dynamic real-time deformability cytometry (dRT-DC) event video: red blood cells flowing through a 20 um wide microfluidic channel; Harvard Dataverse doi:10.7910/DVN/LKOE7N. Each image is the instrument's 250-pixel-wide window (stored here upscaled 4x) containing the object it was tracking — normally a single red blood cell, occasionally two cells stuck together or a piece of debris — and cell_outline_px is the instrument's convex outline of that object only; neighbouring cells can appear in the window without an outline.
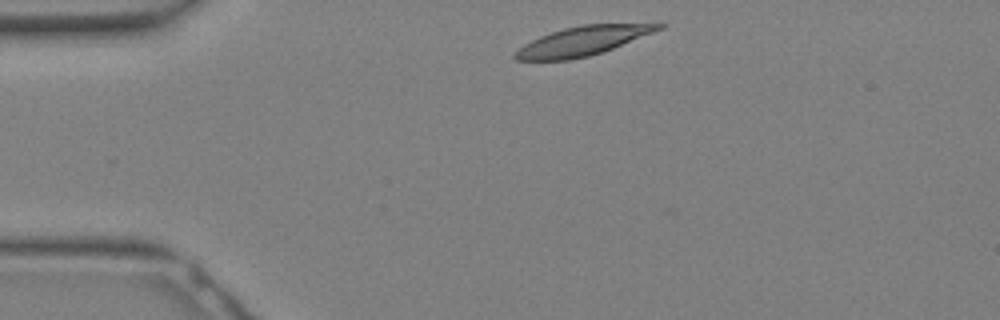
{"species": "Egyptian fruit bat (a non-hibernating species)", "species_latin": "Rousettus aegyptiacus", "temperature_condition": "warm", "stored_images_in_passage": 6, "camera_frame_rate_fps": 3000, "um_per_image_px": 0.085, "animal": {"sex": "female"}, "frame": {"image": 1, "passage_image": 1, "time_ms": 0.0, "image_size_px": [1000, 320], "cell_outline_px": [[668, 24], [664, 28], [612, 48], [588, 56], [568, 60], [516, 60], [512, 56], [524, 44], [540, 36], [564, 28], [580, 24]], "centroid_in_image_um": [49.5, 3.48], "position_along_channel_um": 35.5, "area_um2": 23.87}}
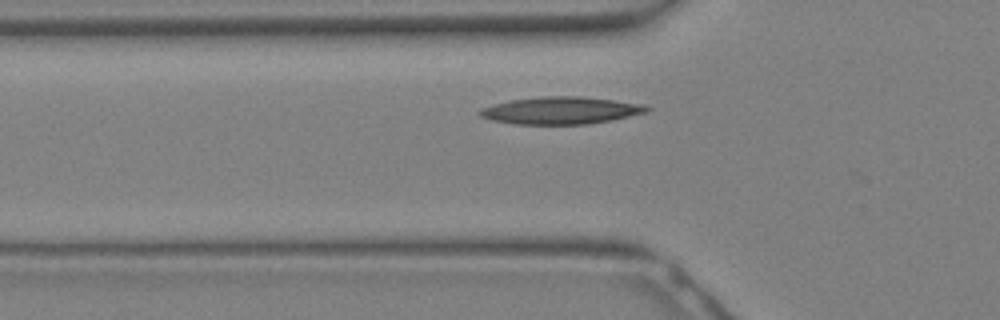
{"frame": {"image": 2, "passage_image": 5, "time_ms": 1.333, "image_size_px": [1000, 320], "cell_outline_px": [[652, 108], [648, 112], [612, 120], [588, 124], [512, 124], [492, 120], [480, 116], [476, 112], [480, 108], [508, 100], [540, 96], [584, 96], [648, 104]], "centroid_in_image_um": [47.7, 9.38], "position_along_channel_um": 78.1, "area_um2": 27.05}}